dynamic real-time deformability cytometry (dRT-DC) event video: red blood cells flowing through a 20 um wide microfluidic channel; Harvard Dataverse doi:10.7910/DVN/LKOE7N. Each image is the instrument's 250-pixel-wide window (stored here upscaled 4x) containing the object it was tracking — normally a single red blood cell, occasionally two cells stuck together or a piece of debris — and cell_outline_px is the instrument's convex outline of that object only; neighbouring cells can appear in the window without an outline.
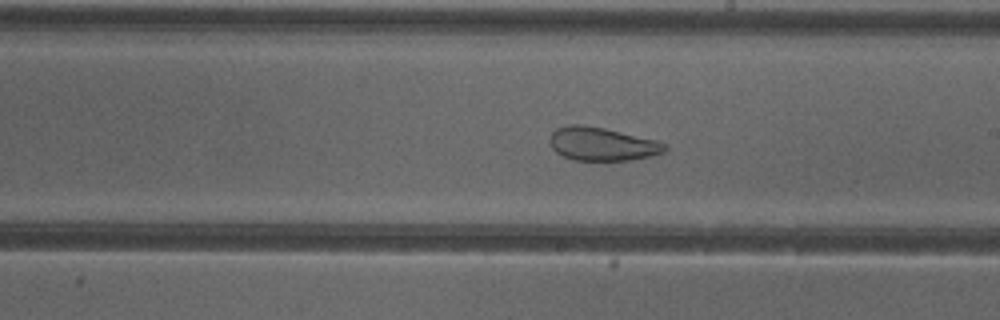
{"species": "common noctule bat (a hibernating species)", "species_latin": "Nyctalus noctula", "temperature_condition": "cold", "stored_images_in_passage": 52, "camera_frame_rate_fps": 3000, "um_per_image_px": 0.085, "animal": {"sex": "female"}, "frame": {"image": 1, "passage_image": 30, "time_ms": 9.667, "image_size_px": [1000, 320], "cell_outline_px": [[668, 148], [664, 152], [652, 156], [632, 160], [576, 160], [564, 156], [556, 152], [552, 148], [548, 140], [552, 132], [556, 128], [568, 124], [580, 124], [604, 128], [656, 140], [668, 144]], "centroid_in_image_um": [51.18, 12.23], "position_along_channel_um": 237.8, "area_um2": 22.48}}